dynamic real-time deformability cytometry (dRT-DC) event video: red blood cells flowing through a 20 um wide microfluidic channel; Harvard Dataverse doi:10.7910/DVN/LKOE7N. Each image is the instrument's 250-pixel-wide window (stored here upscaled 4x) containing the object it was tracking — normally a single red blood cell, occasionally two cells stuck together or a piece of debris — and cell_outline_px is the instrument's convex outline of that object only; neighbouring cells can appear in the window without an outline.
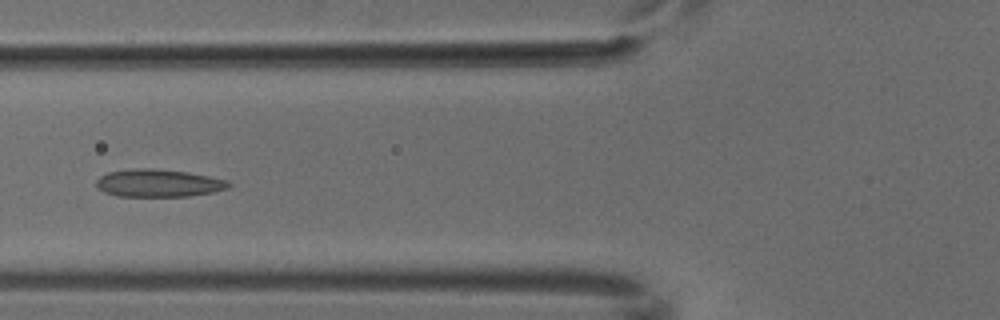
{"species": "common noctule bat (a hibernating species)", "species_latin": "Nyctalus noctula", "temperature_condition": "cold", "stored_images_in_passage": 2, "camera_frame_rate_fps": 3000, "um_per_image_px": 0.085, "animal": {"sex": "male", "body_mass_g": 18.8}, "frame": {"image": 1, "passage_image": 2, "time_ms": 0.333, "image_size_px": [1000, 320], "cell_outline_px": [[232, 184], [228, 188], [212, 192], [188, 196], [120, 196], [104, 192], [96, 184], [96, 180], [100, 176], [108, 172], [136, 168], [152, 168], [188, 172], [228, 180]], "centroid_in_image_um": [13.49, 15.56], "position_along_channel_um": 112.3, "area_um2": 21.21}}